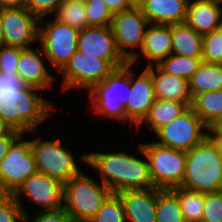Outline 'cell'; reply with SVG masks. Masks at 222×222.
Listing matches in <instances>:
<instances>
[{
  "mask_svg": "<svg viewBox=\"0 0 222 222\" xmlns=\"http://www.w3.org/2000/svg\"><path fill=\"white\" fill-rule=\"evenodd\" d=\"M218 145L220 153L222 154V136H209Z\"/></svg>",
  "mask_w": 222,
  "mask_h": 222,
  "instance_id": "cell-45",
  "label": "cell"
},
{
  "mask_svg": "<svg viewBox=\"0 0 222 222\" xmlns=\"http://www.w3.org/2000/svg\"><path fill=\"white\" fill-rule=\"evenodd\" d=\"M133 64L130 63V83L129 98L124 108L126 113V124L138 126L147 116L150 107L156 100L154 84L151 74L146 70L139 75H135Z\"/></svg>",
  "mask_w": 222,
  "mask_h": 222,
  "instance_id": "cell-16",
  "label": "cell"
},
{
  "mask_svg": "<svg viewBox=\"0 0 222 222\" xmlns=\"http://www.w3.org/2000/svg\"><path fill=\"white\" fill-rule=\"evenodd\" d=\"M22 48L13 46L0 47V72L5 74H17V65L19 62Z\"/></svg>",
  "mask_w": 222,
  "mask_h": 222,
  "instance_id": "cell-36",
  "label": "cell"
},
{
  "mask_svg": "<svg viewBox=\"0 0 222 222\" xmlns=\"http://www.w3.org/2000/svg\"><path fill=\"white\" fill-rule=\"evenodd\" d=\"M181 187L201 193L222 191V154L209 136L186 151Z\"/></svg>",
  "mask_w": 222,
  "mask_h": 222,
  "instance_id": "cell-3",
  "label": "cell"
},
{
  "mask_svg": "<svg viewBox=\"0 0 222 222\" xmlns=\"http://www.w3.org/2000/svg\"><path fill=\"white\" fill-rule=\"evenodd\" d=\"M156 222H185L177 197L169 189L158 188Z\"/></svg>",
  "mask_w": 222,
  "mask_h": 222,
  "instance_id": "cell-30",
  "label": "cell"
},
{
  "mask_svg": "<svg viewBox=\"0 0 222 222\" xmlns=\"http://www.w3.org/2000/svg\"><path fill=\"white\" fill-rule=\"evenodd\" d=\"M189 0H143L139 6L150 24L184 23Z\"/></svg>",
  "mask_w": 222,
  "mask_h": 222,
  "instance_id": "cell-20",
  "label": "cell"
},
{
  "mask_svg": "<svg viewBox=\"0 0 222 222\" xmlns=\"http://www.w3.org/2000/svg\"><path fill=\"white\" fill-rule=\"evenodd\" d=\"M137 150L143 155L142 158L129 155L128 152L115 151L86 152L80 155V159L100 173V179H102L100 183L108 187L112 193L154 188L148 159L141 143L138 144Z\"/></svg>",
  "mask_w": 222,
  "mask_h": 222,
  "instance_id": "cell-1",
  "label": "cell"
},
{
  "mask_svg": "<svg viewBox=\"0 0 222 222\" xmlns=\"http://www.w3.org/2000/svg\"><path fill=\"white\" fill-rule=\"evenodd\" d=\"M209 127L222 117V90L209 91L196 95L190 106Z\"/></svg>",
  "mask_w": 222,
  "mask_h": 222,
  "instance_id": "cell-26",
  "label": "cell"
},
{
  "mask_svg": "<svg viewBox=\"0 0 222 222\" xmlns=\"http://www.w3.org/2000/svg\"><path fill=\"white\" fill-rule=\"evenodd\" d=\"M33 214L31 218L27 214L25 222H29L31 219V222H68L71 219V216L63 206L50 210H36Z\"/></svg>",
  "mask_w": 222,
  "mask_h": 222,
  "instance_id": "cell-37",
  "label": "cell"
},
{
  "mask_svg": "<svg viewBox=\"0 0 222 222\" xmlns=\"http://www.w3.org/2000/svg\"><path fill=\"white\" fill-rule=\"evenodd\" d=\"M130 62L116 68L102 82L94 84L88 91L91 109L97 116L126 123V107L129 98ZM117 119V120H116Z\"/></svg>",
  "mask_w": 222,
  "mask_h": 222,
  "instance_id": "cell-4",
  "label": "cell"
},
{
  "mask_svg": "<svg viewBox=\"0 0 222 222\" xmlns=\"http://www.w3.org/2000/svg\"><path fill=\"white\" fill-rule=\"evenodd\" d=\"M67 1L76 2L79 4H86L89 0H67Z\"/></svg>",
  "mask_w": 222,
  "mask_h": 222,
  "instance_id": "cell-48",
  "label": "cell"
},
{
  "mask_svg": "<svg viewBox=\"0 0 222 222\" xmlns=\"http://www.w3.org/2000/svg\"><path fill=\"white\" fill-rule=\"evenodd\" d=\"M148 24L147 18L139 7H132L113 15L110 26L117 49L128 62L140 52ZM134 48L139 51H134Z\"/></svg>",
  "mask_w": 222,
  "mask_h": 222,
  "instance_id": "cell-12",
  "label": "cell"
},
{
  "mask_svg": "<svg viewBox=\"0 0 222 222\" xmlns=\"http://www.w3.org/2000/svg\"><path fill=\"white\" fill-rule=\"evenodd\" d=\"M169 190L177 197L185 222H201L204 209V193L181 186Z\"/></svg>",
  "mask_w": 222,
  "mask_h": 222,
  "instance_id": "cell-27",
  "label": "cell"
},
{
  "mask_svg": "<svg viewBox=\"0 0 222 222\" xmlns=\"http://www.w3.org/2000/svg\"><path fill=\"white\" fill-rule=\"evenodd\" d=\"M145 69L151 74L156 99L184 102L191 106L192 97L186 79L166 73L157 65Z\"/></svg>",
  "mask_w": 222,
  "mask_h": 222,
  "instance_id": "cell-21",
  "label": "cell"
},
{
  "mask_svg": "<svg viewBox=\"0 0 222 222\" xmlns=\"http://www.w3.org/2000/svg\"><path fill=\"white\" fill-rule=\"evenodd\" d=\"M185 23L201 35L221 28V4L206 0H189Z\"/></svg>",
  "mask_w": 222,
  "mask_h": 222,
  "instance_id": "cell-22",
  "label": "cell"
},
{
  "mask_svg": "<svg viewBox=\"0 0 222 222\" xmlns=\"http://www.w3.org/2000/svg\"><path fill=\"white\" fill-rule=\"evenodd\" d=\"M188 85L192 99L200 93L222 90V65L202 62Z\"/></svg>",
  "mask_w": 222,
  "mask_h": 222,
  "instance_id": "cell-24",
  "label": "cell"
},
{
  "mask_svg": "<svg viewBox=\"0 0 222 222\" xmlns=\"http://www.w3.org/2000/svg\"><path fill=\"white\" fill-rule=\"evenodd\" d=\"M4 35H3V29H2V22H1V9H0V47L4 46Z\"/></svg>",
  "mask_w": 222,
  "mask_h": 222,
  "instance_id": "cell-46",
  "label": "cell"
},
{
  "mask_svg": "<svg viewBox=\"0 0 222 222\" xmlns=\"http://www.w3.org/2000/svg\"><path fill=\"white\" fill-rule=\"evenodd\" d=\"M20 133L13 130L0 118V137L1 136H18Z\"/></svg>",
  "mask_w": 222,
  "mask_h": 222,
  "instance_id": "cell-44",
  "label": "cell"
},
{
  "mask_svg": "<svg viewBox=\"0 0 222 222\" xmlns=\"http://www.w3.org/2000/svg\"><path fill=\"white\" fill-rule=\"evenodd\" d=\"M203 35L197 33L185 22L172 24V54L202 57Z\"/></svg>",
  "mask_w": 222,
  "mask_h": 222,
  "instance_id": "cell-23",
  "label": "cell"
},
{
  "mask_svg": "<svg viewBox=\"0 0 222 222\" xmlns=\"http://www.w3.org/2000/svg\"><path fill=\"white\" fill-rule=\"evenodd\" d=\"M68 222H86V221H79V220H75V219H70Z\"/></svg>",
  "mask_w": 222,
  "mask_h": 222,
  "instance_id": "cell-50",
  "label": "cell"
},
{
  "mask_svg": "<svg viewBox=\"0 0 222 222\" xmlns=\"http://www.w3.org/2000/svg\"><path fill=\"white\" fill-rule=\"evenodd\" d=\"M206 1L214 2V3H218V4L222 3V0H206Z\"/></svg>",
  "mask_w": 222,
  "mask_h": 222,
  "instance_id": "cell-49",
  "label": "cell"
},
{
  "mask_svg": "<svg viewBox=\"0 0 222 222\" xmlns=\"http://www.w3.org/2000/svg\"><path fill=\"white\" fill-rule=\"evenodd\" d=\"M85 12L89 26L111 25L114 15L104 0H89L85 4Z\"/></svg>",
  "mask_w": 222,
  "mask_h": 222,
  "instance_id": "cell-33",
  "label": "cell"
},
{
  "mask_svg": "<svg viewBox=\"0 0 222 222\" xmlns=\"http://www.w3.org/2000/svg\"><path fill=\"white\" fill-rule=\"evenodd\" d=\"M0 222H25V215L13 195L0 194Z\"/></svg>",
  "mask_w": 222,
  "mask_h": 222,
  "instance_id": "cell-34",
  "label": "cell"
},
{
  "mask_svg": "<svg viewBox=\"0 0 222 222\" xmlns=\"http://www.w3.org/2000/svg\"><path fill=\"white\" fill-rule=\"evenodd\" d=\"M155 142L176 150L189 151L209 136L208 126L189 107L155 132Z\"/></svg>",
  "mask_w": 222,
  "mask_h": 222,
  "instance_id": "cell-10",
  "label": "cell"
},
{
  "mask_svg": "<svg viewBox=\"0 0 222 222\" xmlns=\"http://www.w3.org/2000/svg\"><path fill=\"white\" fill-rule=\"evenodd\" d=\"M77 50L83 55L96 56L107 60L115 69L124 66L128 61L117 49L111 26H90L80 30Z\"/></svg>",
  "mask_w": 222,
  "mask_h": 222,
  "instance_id": "cell-15",
  "label": "cell"
},
{
  "mask_svg": "<svg viewBox=\"0 0 222 222\" xmlns=\"http://www.w3.org/2000/svg\"><path fill=\"white\" fill-rule=\"evenodd\" d=\"M39 19L38 44L41 45L46 60L59 72L77 50L80 30L58 22L51 17ZM43 20V21H42Z\"/></svg>",
  "mask_w": 222,
  "mask_h": 222,
  "instance_id": "cell-7",
  "label": "cell"
},
{
  "mask_svg": "<svg viewBox=\"0 0 222 222\" xmlns=\"http://www.w3.org/2000/svg\"><path fill=\"white\" fill-rule=\"evenodd\" d=\"M148 159L154 188L162 190L179 187L185 175L186 152L150 141L141 143Z\"/></svg>",
  "mask_w": 222,
  "mask_h": 222,
  "instance_id": "cell-6",
  "label": "cell"
},
{
  "mask_svg": "<svg viewBox=\"0 0 222 222\" xmlns=\"http://www.w3.org/2000/svg\"><path fill=\"white\" fill-rule=\"evenodd\" d=\"M149 26V27H148ZM144 32L142 48L130 61L135 66L137 59H146V67L158 65L172 50V25L148 24ZM140 55V56H139Z\"/></svg>",
  "mask_w": 222,
  "mask_h": 222,
  "instance_id": "cell-17",
  "label": "cell"
},
{
  "mask_svg": "<svg viewBox=\"0 0 222 222\" xmlns=\"http://www.w3.org/2000/svg\"><path fill=\"white\" fill-rule=\"evenodd\" d=\"M27 0H0V9L25 8Z\"/></svg>",
  "mask_w": 222,
  "mask_h": 222,
  "instance_id": "cell-42",
  "label": "cell"
},
{
  "mask_svg": "<svg viewBox=\"0 0 222 222\" xmlns=\"http://www.w3.org/2000/svg\"><path fill=\"white\" fill-rule=\"evenodd\" d=\"M16 137L17 136L0 137V161L6 156L9 146Z\"/></svg>",
  "mask_w": 222,
  "mask_h": 222,
  "instance_id": "cell-41",
  "label": "cell"
},
{
  "mask_svg": "<svg viewBox=\"0 0 222 222\" xmlns=\"http://www.w3.org/2000/svg\"><path fill=\"white\" fill-rule=\"evenodd\" d=\"M94 180L81 171L64 183L63 208L71 219L88 222L112 194L108 187Z\"/></svg>",
  "mask_w": 222,
  "mask_h": 222,
  "instance_id": "cell-5",
  "label": "cell"
},
{
  "mask_svg": "<svg viewBox=\"0 0 222 222\" xmlns=\"http://www.w3.org/2000/svg\"><path fill=\"white\" fill-rule=\"evenodd\" d=\"M28 85L17 74L0 72V93H17Z\"/></svg>",
  "mask_w": 222,
  "mask_h": 222,
  "instance_id": "cell-39",
  "label": "cell"
},
{
  "mask_svg": "<svg viewBox=\"0 0 222 222\" xmlns=\"http://www.w3.org/2000/svg\"><path fill=\"white\" fill-rule=\"evenodd\" d=\"M53 18L78 30L90 27L85 12V4L63 0L58 5Z\"/></svg>",
  "mask_w": 222,
  "mask_h": 222,
  "instance_id": "cell-29",
  "label": "cell"
},
{
  "mask_svg": "<svg viewBox=\"0 0 222 222\" xmlns=\"http://www.w3.org/2000/svg\"><path fill=\"white\" fill-rule=\"evenodd\" d=\"M128 2L132 7H139L143 0H128Z\"/></svg>",
  "mask_w": 222,
  "mask_h": 222,
  "instance_id": "cell-47",
  "label": "cell"
},
{
  "mask_svg": "<svg viewBox=\"0 0 222 222\" xmlns=\"http://www.w3.org/2000/svg\"><path fill=\"white\" fill-rule=\"evenodd\" d=\"M104 2L113 14L132 8L128 0H104Z\"/></svg>",
  "mask_w": 222,
  "mask_h": 222,
  "instance_id": "cell-40",
  "label": "cell"
},
{
  "mask_svg": "<svg viewBox=\"0 0 222 222\" xmlns=\"http://www.w3.org/2000/svg\"><path fill=\"white\" fill-rule=\"evenodd\" d=\"M20 133L0 161V194L13 195L23 182L37 172L31 140Z\"/></svg>",
  "mask_w": 222,
  "mask_h": 222,
  "instance_id": "cell-8",
  "label": "cell"
},
{
  "mask_svg": "<svg viewBox=\"0 0 222 222\" xmlns=\"http://www.w3.org/2000/svg\"><path fill=\"white\" fill-rule=\"evenodd\" d=\"M63 0H27L26 9L38 19L55 14L58 5Z\"/></svg>",
  "mask_w": 222,
  "mask_h": 222,
  "instance_id": "cell-38",
  "label": "cell"
},
{
  "mask_svg": "<svg viewBox=\"0 0 222 222\" xmlns=\"http://www.w3.org/2000/svg\"><path fill=\"white\" fill-rule=\"evenodd\" d=\"M189 106L184 102L156 99L144 120L137 126L147 125L155 133L159 128L185 112ZM144 122V123H143Z\"/></svg>",
  "mask_w": 222,
  "mask_h": 222,
  "instance_id": "cell-25",
  "label": "cell"
},
{
  "mask_svg": "<svg viewBox=\"0 0 222 222\" xmlns=\"http://www.w3.org/2000/svg\"><path fill=\"white\" fill-rule=\"evenodd\" d=\"M41 47L24 48L20 52L17 65V75L28 85L41 90L52 89L54 80L53 74L47 69L44 63V56Z\"/></svg>",
  "mask_w": 222,
  "mask_h": 222,
  "instance_id": "cell-18",
  "label": "cell"
},
{
  "mask_svg": "<svg viewBox=\"0 0 222 222\" xmlns=\"http://www.w3.org/2000/svg\"><path fill=\"white\" fill-rule=\"evenodd\" d=\"M201 222H222V191L204 193Z\"/></svg>",
  "mask_w": 222,
  "mask_h": 222,
  "instance_id": "cell-35",
  "label": "cell"
},
{
  "mask_svg": "<svg viewBox=\"0 0 222 222\" xmlns=\"http://www.w3.org/2000/svg\"><path fill=\"white\" fill-rule=\"evenodd\" d=\"M31 149L34 154L38 172L56 178L63 183L79 174V168L72 152L63 146L60 139H44L37 137L31 140Z\"/></svg>",
  "mask_w": 222,
  "mask_h": 222,
  "instance_id": "cell-9",
  "label": "cell"
},
{
  "mask_svg": "<svg viewBox=\"0 0 222 222\" xmlns=\"http://www.w3.org/2000/svg\"><path fill=\"white\" fill-rule=\"evenodd\" d=\"M63 192L62 181L37 171L23 182L13 196L26 216L28 212L21 204V195L40 205V210H50L63 206Z\"/></svg>",
  "mask_w": 222,
  "mask_h": 222,
  "instance_id": "cell-13",
  "label": "cell"
},
{
  "mask_svg": "<svg viewBox=\"0 0 222 222\" xmlns=\"http://www.w3.org/2000/svg\"><path fill=\"white\" fill-rule=\"evenodd\" d=\"M43 90L27 86L17 93H0V118L19 133H33L56 110L55 104L39 92Z\"/></svg>",
  "mask_w": 222,
  "mask_h": 222,
  "instance_id": "cell-2",
  "label": "cell"
},
{
  "mask_svg": "<svg viewBox=\"0 0 222 222\" xmlns=\"http://www.w3.org/2000/svg\"><path fill=\"white\" fill-rule=\"evenodd\" d=\"M117 195L122 201L126 222H156L158 188L125 190Z\"/></svg>",
  "mask_w": 222,
  "mask_h": 222,
  "instance_id": "cell-19",
  "label": "cell"
},
{
  "mask_svg": "<svg viewBox=\"0 0 222 222\" xmlns=\"http://www.w3.org/2000/svg\"><path fill=\"white\" fill-rule=\"evenodd\" d=\"M115 68L107 61L96 56L83 55L76 50L65 66L58 72L62 74V91L87 89L102 82ZM75 88V89H74Z\"/></svg>",
  "mask_w": 222,
  "mask_h": 222,
  "instance_id": "cell-11",
  "label": "cell"
},
{
  "mask_svg": "<svg viewBox=\"0 0 222 222\" xmlns=\"http://www.w3.org/2000/svg\"><path fill=\"white\" fill-rule=\"evenodd\" d=\"M1 22L6 46L24 49L38 42L39 19L26 8L1 9Z\"/></svg>",
  "mask_w": 222,
  "mask_h": 222,
  "instance_id": "cell-14",
  "label": "cell"
},
{
  "mask_svg": "<svg viewBox=\"0 0 222 222\" xmlns=\"http://www.w3.org/2000/svg\"><path fill=\"white\" fill-rule=\"evenodd\" d=\"M208 128L209 136H222V117L218 118Z\"/></svg>",
  "mask_w": 222,
  "mask_h": 222,
  "instance_id": "cell-43",
  "label": "cell"
},
{
  "mask_svg": "<svg viewBox=\"0 0 222 222\" xmlns=\"http://www.w3.org/2000/svg\"><path fill=\"white\" fill-rule=\"evenodd\" d=\"M202 62V57L181 56L171 53L157 66L166 73L188 81Z\"/></svg>",
  "mask_w": 222,
  "mask_h": 222,
  "instance_id": "cell-28",
  "label": "cell"
},
{
  "mask_svg": "<svg viewBox=\"0 0 222 222\" xmlns=\"http://www.w3.org/2000/svg\"><path fill=\"white\" fill-rule=\"evenodd\" d=\"M88 222H126L125 212L120 197L112 193L95 216Z\"/></svg>",
  "mask_w": 222,
  "mask_h": 222,
  "instance_id": "cell-31",
  "label": "cell"
},
{
  "mask_svg": "<svg viewBox=\"0 0 222 222\" xmlns=\"http://www.w3.org/2000/svg\"><path fill=\"white\" fill-rule=\"evenodd\" d=\"M202 61L222 65V27L203 35Z\"/></svg>",
  "mask_w": 222,
  "mask_h": 222,
  "instance_id": "cell-32",
  "label": "cell"
}]
</instances>
